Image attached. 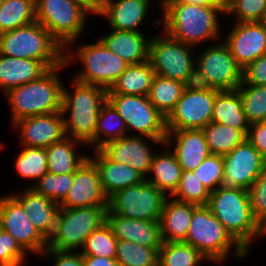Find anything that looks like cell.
I'll use <instances>...</instances> for the list:
<instances>
[{"label": "cell", "instance_id": "obj_1", "mask_svg": "<svg viewBox=\"0 0 266 266\" xmlns=\"http://www.w3.org/2000/svg\"><path fill=\"white\" fill-rule=\"evenodd\" d=\"M164 33L189 46L218 38V15L225 13L219 6L199 5L183 0L162 2ZM219 13V14H218Z\"/></svg>", "mask_w": 266, "mask_h": 266}, {"label": "cell", "instance_id": "obj_2", "mask_svg": "<svg viewBox=\"0 0 266 266\" xmlns=\"http://www.w3.org/2000/svg\"><path fill=\"white\" fill-rule=\"evenodd\" d=\"M74 58L77 56L64 53V62L60 66L50 68L38 79L6 92L13 124L22 118L61 111L63 86L57 72L72 64Z\"/></svg>", "mask_w": 266, "mask_h": 266}, {"label": "cell", "instance_id": "obj_3", "mask_svg": "<svg viewBox=\"0 0 266 266\" xmlns=\"http://www.w3.org/2000/svg\"><path fill=\"white\" fill-rule=\"evenodd\" d=\"M74 93L63 87L61 113L66 136L85 144L95 145V130L102 105L107 101V89L74 81ZM70 113V118L65 114Z\"/></svg>", "mask_w": 266, "mask_h": 266}, {"label": "cell", "instance_id": "obj_4", "mask_svg": "<svg viewBox=\"0 0 266 266\" xmlns=\"http://www.w3.org/2000/svg\"><path fill=\"white\" fill-rule=\"evenodd\" d=\"M231 236L248 252L254 237L263 236V228L253 218L246 189L212 191L206 205Z\"/></svg>", "mask_w": 266, "mask_h": 266}, {"label": "cell", "instance_id": "obj_5", "mask_svg": "<svg viewBox=\"0 0 266 266\" xmlns=\"http://www.w3.org/2000/svg\"><path fill=\"white\" fill-rule=\"evenodd\" d=\"M0 54L41 61L48 69L64 62V47L37 21L0 33Z\"/></svg>", "mask_w": 266, "mask_h": 266}, {"label": "cell", "instance_id": "obj_6", "mask_svg": "<svg viewBox=\"0 0 266 266\" xmlns=\"http://www.w3.org/2000/svg\"><path fill=\"white\" fill-rule=\"evenodd\" d=\"M185 243L200 251L209 261L221 263L232 246L235 257L245 258L248 252L231 236L206 205H198L192 213Z\"/></svg>", "mask_w": 266, "mask_h": 266}, {"label": "cell", "instance_id": "obj_7", "mask_svg": "<svg viewBox=\"0 0 266 266\" xmlns=\"http://www.w3.org/2000/svg\"><path fill=\"white\" fill-rule=\"evenodd\" d=\"M107 208L108 206L59 207L55 229L47 242V248L73 251L77 247H83L87 237L106 222Z\"/></svg>", "mask_w": 266, "mask_h": 266}, {"label": "cell", "instance_id": "obj_8", "mask_svg": "<svg viewBox=\"0 0 266 266\" xmlns=\"http://www.w3.org/2000/svg\"><path fill=\"white\" fill-rule=\"evenodd\" d=\"M107 100L115 107L125 122L127 133L134 129L138 136L164 145L167 135L166 117L150 102L148 96L107 94Z\"/></svg>", "mask_w": 266, "mask_h": 266}, {"label": "cell", "instance_id": "obj_9", "mask_svg": "<svg viewBox=\"0 0 266 266\" xmlns=\"http://www.w3.org/2000/svg\"><path fill=\"white\" fill-rule=\"evenodd\" d=\"M36 21L64 47L79 39L84 29L88 13L70 0H35Z\"/></svg>", "mask_w": 266, "mask_h": 266}, {"label": "cell", "instance_id": "obj_10", "mask_svg": "<svg viewBox=\"0 0 266 266\" xmlns=\"http://www.w3.org/2000/svg\"><path fill=\"white\" fill-rule=\"evenodd\" d=\"M166 198L160 189L144 180L109 196L107 210L125 218L159 221Z\"/></svg>", "mask_w": 266, "mask_h": 266}, {"label": "cell", "instance_id": "obj_11", "mask_svg": "<svg viewBox=\"0 0 266 266\" xmlns=\"http://www.w3.org/2000/svg\"><path fill=\"white\" fill-rule=\"evenodd\" d=\"M97 41L93 44H84L76 51L84 70H81L74 80L108 90L125 71L128 64L108 50L99 39Z\"/></svg>", "mask_w": 266, "mask_h": 266}, {"label": "cell", "instance_id": "obj_12", "mask_svg": "<svg viewBox=\"0 0 266 266\" xmlns=\"http://www.w3.org/2000/svg\"><path fill=\"white\" fill-rule=\"evenodd\" d=\"M192 48L167 34L155 36L150 39L148 60L156 75L184 83L196 66Z\"/></svg>", "mask_w": 266, "mask_h": 266}, {"label": "cell", "instance_id": "obj_13", "mask_svg": "<svg viewBox=\"0 0 266 266\" xmlns=\"http://www.w3.org/2000/svg\"><path fill=\"white\" fill-rule=\"evenodd\" d=\"M183 91L174 109L166 117L167 131L203 129L212 122L216 92Z\"/></svg>", "mask_w": 266, "mask_h": 266}, {"label": "cell", "instance_id": "obj_14", "mask_svg": "<svg viewBox=\"0 0 266 266\" xmlns=\"http://www.w3.org/2000/svg\"><path fill=\"white\" fill-rule=\"evenodd\" d=\"M196 67L203 72L214 89L235 90L243 82V68L222 42L201 52Z\"/></svg>", "mask_w": 266, "mask_h": 266}, {"label": "cell", "instance_id": "obj_15", "mask_svg": "<svg viewBox=\"0 0 266 266\" xmlns=\"http://www.w3.org/2000/svg\"><path fill=\"white\" fill-rule=\"evenodd\" d=\"M223 163V189L248 190L266 166L264 157L247 140L224 155Z\"/></svg>", "mask_w": 266, "mask_h": 266}, {"label": "cell", "instance_id": "obj_16", "mask_svg": "<svg viewBox=\"0 0 266 266\" xmlns=\"http://www.w3.org/2000/svg\"><path fill=\"white\" fill-rule=\"evenodd\" d=\"M0 228L16 239L25 251L42 254L47 248V241L12 195L0 197Z\"/></svg>", "mask_w": 266, "mask_h": 266}, {"label": "cell", "instance_id": "obj_17", "mask_svg": "<svg viewBox=\"0 0 266 266\" xmlns=\"http://www.w3.org/2000/svg\"><path fill=\"white\" fill-rule=\"evenodd\" d=\"M91 206H108V197L102 190L100 172L89 157L74 172L72 186L59 207L80 208Z\"/></svg>", "mask_w": 266, "mask_h": 266}, {"label": "cell", "instance_id": "obj_18", "mask_svg": "<svg viewBox=\"0 0 266 266\" xmlns=\"http://www.w3.org/2000/svg\"><path fill=\"white\" fill-rule=\"evenodd\" d=\"M224 43L244 69L266 54V26L262 22H237Z\"/></svg>", "mask_w": 266, "mask_h": 266}, {"label": "cell", "instance_id": "obj_19", "mask_svg": "<svg viewBox=\"0 0 266 266\" xmlns=\"http://www.w3.org/2000/svg\"><path fill=\"white\" fill-rule=\"evenodd\" d=\"M13 125L20 131L23 146L47 148L66 137L61 111L22 118Z\"/></svg>", "mask_w": 266, "mask_h": 266}, {"label": "cell", "instance_id": "obj_20", "mask_svg": "<svg viewBox=\"0 0 266 266\" xmlns=\"http://www.w3.org/2000/svg\"><path fill=\"white\" fill-rule=\"evenodd\" d=\"M99 150L113 162L126 164L137 170L145 178L150 171L155 153L138 135H128L105 143Z\"/></svg>", "mask_w": 266, "mask_h": 266}, {"label": "cell", "instance_id": "obj_21", "mask_svg": "<svg viewBox=\"0 0 266 266\" xmlns=\"http://www.w3.org/2000/svg\"><path fill=\"white\" fill-rule=\"evenodd\" d=\"M106 222L117 240H127L151 248H161L164 243L159 221L125 218L107 210Z\"/></svg>", "mask_w": 266, "mask_h": 266}, {"label": "cell", "instance_id": "obj_22", "mask_svg": "<svg viewBox=\"0 0 266 266\" xmlns=\"http://www.w3.org/2000/svg\"><path fill=\"white\" fill-rule=\"evenodd\" d=\"M172 141L175 142L172 152L182 171L195 170L211 154L202 129L167 131L164 146L169 147Z\"/></svg>", "mask_w": 266, "mask_h": 266}, {"label": "cell", "instance_id": "obj_23", "mask_svg": "<svg viewBox=\"0 0 266 266\" xmlns=\"http://www.w3.org/2000/svg\"><path fill=\"white\" fill-rule=\"evenodd\" d=\"M12 196L21 204L30 222L48 242L55 229L59 205L46 196L38 194L32 188L26 189L21 194H12Z\"/></svg>", "mask_w": 266, "mask_h": 266}, {"label": "cell", "instance_id": "obj_24", "mask_svg": "<svg viewBox=\"0 0 266 266\" xmlns=\"http://www.w3.org/2000/svg\"><path fill=\"white\" fill-rule=\"evenodd\" d=\"M149 4V0H103L100 15L108 18L111 29L140 32Z\"/></svg>", "mask_w": 266, "mask_h": 266}, {"label": "cell", "instance_id": "obj_25", "mask_svg": "<svg viewBox=\"0 0 266 266\" xmlns=\"http://www.w3.org/2000/svg\"><path fill=\"white\" fill-rule=\"evenodd\" d=\"M95 151V158H90L100 172L101 186L104 194L109 197L123 188L137 185L145 177L134 168L108 159L99 149Z\"/></svg>", "mask_w": 266, "mask_h": 266}, {"label": "cell", "instance_id": "obj_26", "mask_svg": "<svg viewBox=\"0 0 266 266\" xmlns=\"http://www.w3.org/2000/svg\"><path fill=\"white\" fill-rule=\"evenodd\" d=\"M142 32L119 31L112 29L99 40L106 48L120 58L128 65L138 64L148 60L150 38L146 39Z\"/></svg>", "mask_w": 266, "mask_h": 266}, {"label": "cell", "instance_id": "obj_27", "mask_svg": "<svg viewBox=\"0 0 266 266\" xmlns=\"http://www.w3.org/2000/svg\"><path fill=\"white\" fill-rule=\"evenodd\" d=\"M198 205L166 198L159 223L164 242H184L187 237L193 210Z\"/></svg>", "mask_w": 266, "mask_h": 266}, {"label": "cell", "instance_id": "obj_28", "mask_svg": "<svg viewBox=\"0 0 266 266\" xmlns=\"http://www.w3.org/2000/svg\"><path fill=\"white\" fill-rule=\"evenodd\" d=\"M47 70L41 61L0 54V87L6 93L12 88L38 79Z\"/></svg>", "mask_w": 266, "mask_h": 266}, {"label": "cell", "instance_id": "obj_29", "mask_svg": "<svg viewBox=\"0 0 266 266\" xmlns=\"http://www.w3.org/2000/svg\"><path fill=\"white\" fill-rule=\"evenodd\" d=\"M212 122L242 130L247 135L250 123L243 112L242 100L237 89L216 92Z\"/></svg>", "mask_w": 266, "mask_h": 266}, {"label": "cell", "instance_id": "obj_30", "mask_svg": "<svg viewBox=\"0 0 266 266\" xmlns=\"http://www.w3.org/2000/svg\"><path fill=\"white\" fill-rule=\"evenodd\" d=\"M155 75L149 60L128 65L107 94L148 96Z\"/></svg>", "mask_w": 266, "mask_h": 266}, {"label": "cell", "instance_id": "obj_31", "mask_svg": "<svg viewBox=\"0 0 266 266\" xmlns=\"http://www.w3.org/2000/svg\"><path fill=\"white\" fill-rule=\"evenodd\" d=\"M83 142L65 137L45 148L47 152V169L54 174H74V172L89 158L87 155L77 156L75 145Z\"/></svg>", "mask_w": 266, "mask_h": 266}, {"label": "cell", "instance_id": "obj_32", "mask_svg": "<svg viewBox=\"0 0 266 266\" xmlns=\"http://www.w3.org/2000/svg\"><path fill=\"white\" fill-rule=\"evenodd\" d=\"M150 172L154 175L152 178H145L146 181L155 185L165 195L168 191L169 195L174 194L180 182L182 168L171 150L154 155Z\"/></svg>", "mask_w": 266, "mask_h": 266}, {"label": "cell", "instance_id": "obj_33", "mask_svg": "<svg viewBox=\"0 0 266 266\" xmlns=\"http://www.w3.org/2000/svg\"><path fill=\"white\" fill-rule=\"evenodd\" d=\"M211 154L226 155L246 140L247 135L239 129L211 122L203 129Z\"/></svg>", "mask_w": 266, "mask_h": 266}, {"label": "cell", "instance_id": "obj_34", "mask_svg": "<svg viewBox=\"0 0 266 266\" xmlns=\"http://www.w3.org/2000/svg\"><path fill=\"white\" fill-rule=\"evenodd\" d=\"M184 91V83L155 75L148 99L165 117L174 109Z\"/></svg>", "mask_w": 266, "mask_h": 266}, {"label": "cell", "instance_id": "obj_35", "mask_svg": "<svg viewBox=\"0 0 266 266\" xmlns=\"http://www.w3.org/2000/svg\"><path fill=\"white\" fill-rule=\"evenodd\" d=\"M126 132L127 129L124 120L115 107L107 100L102 105L98 115L94 150L99 149L109 141L128 136Z\"/></svg>", "mask_w": 266, "mask_h": 266}, {"label": "cell", "instance_id": "obj_36", "mask_svg": "<svg viewBox=\"0 0 266 266\" xmlns=\"http://www.w3.org/2000/svg\"><path fill=\"white\" fill-rule=\"evenodd\" d=\"M35 21V0H5L0 6V33Z\"/></svg>", "mask_w": 266, "mask_h": 266}, {"label": "cell", "instance_id": "obj_37", "mask_svg": "<svg viewBox=\"0 0 266 266\" xmlns=\"http://www.w3.org/2000/svg\"><path fill=\"white\" fill-rule=\"evenodd\" d=\"M207 259L185 242H164L159 249L158 266H197Z\"/></svg>", "mask_w": 266, "mask_h": 266}, {"label": "cell", "instance_id": "obj_38", "mask_svg": "<svg viewBox=\"0 0 266 266\" xmlns=\"http://www.w3.org/2000/svg\"><path fill=\"white\" fill-rule=\"evenodd\" d=\"M159 249L118 240L116 261L119 266H158Z\"/></svg>", "mask_w": 266, "mask_h": 266}, {"label": "cell", "instance_id": "obj_39", "mask_svg": "<svg viewBox=\"0 0 266 266\" xmlns=\"http://www.w3.org/2000/svg\"><path fill=\"white\" fill-rule=\"evenodd\" d=\"M247 121H266V86L241 84L237 88Z\"/></svg>", "mask_w": 266, "mask_h": 266}, {"label": "cell", "instance_id": "obj_40", "mask_svg": "<svg viewBox=\"0 0 266 266\" xmlns=\"http://www.w3.org/2000/svg\"><path fill=\"white\" fill-rule=\"evenodd\" d=\"M117 243L111 227L105 222L87 237L80 253L83 256L116 259Z\"/></svg>", "mask_w": 266, "mask_h": 266}, {"label": "cell", "instance_id": "obj_41", "mask_svg": "<svg viewBox=\"0 0 266 266\" xmlns=\"http://www.w3.org/2000/svg\"><path fill=\"white\" fill-rule=\"evenodd\" d=\"M17 157L15 168L23 178L38 181L47 172V152L45 148L24 146Z\"/></svg>", "mask_w": 266, "mask_h": 266}, {"label": "cell", "instance_id": "obj_42", "mask_svg": "<svg viewBox=\"0 0 266 266\" xmlns=\"http://www.w3.org/2000/svg\"><path fill=\"white\" fill-rule=\"evenodd\" d=\"M72 183L73 174L59 175L47 172L36 184L31 185L30 188L59 205L65 199Z\"/></svg>", "mask_w": 266, "mask_h": 266}, {"label": "cell", "instance_id": "obj_43", "mask_svg": "<svg viewBox=\"0 0 266 266\" xmlns=\"http://www.w3.org/2000/svg\"><path fill=\"white\" fill-rule=\"evenodd\" d=\"M210 194L193 171H182L178 188L172 196L180 202L207 205Z\"/></svg>", "mask_w": 266, "mask_h": 266}, {"label": "cell", "instance_id": "obj_44", "mask_svg": "<svg viewBox=\"0 0 266 266\" xmlns=\"http://www.w3.org/2000/svg\"><path fill=\"white\" fill-rule=\"evenodd\" d=\"M193 173L212 192L222 184L224 176V163L222 155L210 154Z\"/></svg>", "mask_w": 266, "mask_h": 266}, {"label": "cell", "instance_id": "obj_45", "mask_svg": "<svg viewBox=\"0 0 266 266\" xmlns=\"http://www.w3.org/2000/svg\"><path fill=\"white\" fill-rule=\"evenodd\" d=\"M247 191L252 216L264 228L266 226V166Z\"/></svg>", "mask_w": 266, "mask_h": 266}, {"label": "cell", "instance_id": "obj_46", "mask_svg": "<svg viewBox=\"0 0 266 266\" xmlns=\"http://www.w3.org/2000/svg\"><path fill=\"white\" fill-rule=\"evenodd\" d=\"M266 13V0H231L224 14H236L237 22H261Z\"/></svg>", "mask_w": 266, "mask_h": 266}, {"label": "cell", "instance_id": "obj_47", "mask_svg": "<svg viewBox=\"0 0 266 266\" xmlns=\"http://www.w3.org/2000/svg\"><path fill=\"white\" fill-rule=\"evenodd\" d=\"M27 253L16 239L0 228V266H23Z\"/></svg>", "mask_w": 266, "mask_h": 266}, {"label": "cell", "instance_id": "obj_48", "mask_svg": "<svg viewBox=\"0 0 266 266\" xmlns=\"http://www.w3.org/2000/svg\"><path fill=\"white\" fill-rule=\"evenodd\" d=\"M241 84L266 86V54L243 69V82Z\"/></svg>", "mask_w": 266, "mask_h": 266}, {"label": "cell", "instance_id": "obj_49", "mask_svg": "<svg viewBox=\"0 0 266 266\" xmlns=\"http://www.w3.org/2000/svg\"><path fill=\"white\" fill-rule=\"evenodd\" d=\"M246 140L250 142L266 160V121L250 124Z\"/></svg>", "mask_w": 266, "mask_h": 266}, {"label": "cell", "instance_id": "obj_50", "mask_svg": "<svg viewBox=\"0 0 266 266\" xmlns=\"http://www.w3.org/2000/svg\"><path fill=\"white\" fill-rule=\"evenodd\" d=\"M41 255L54 257V266H84L83 255L80 252L76 254L74 251H57L46 248Z\"/></svg>", "mask_w": 266, "mask_h": 266}, {"label": "cell", "instance_id": "obj_51", "mask_svg": "<svg viewBox=\"0 0 266 266\" xmlns=\"http://www.w3.org/2000/svg\"><path fill=\"white\" fill-rule=\"evenodd\" d=\"M184 89L188 91H212L214 88L209 83L206 75L196 66L184 81Z\"/></svg>", "mask_w": 266, "mask_h": 266}, {"label": "cell", "instance_id": "obj_52", "mask_svg": "<svg viewBox=\"0 0 266 266\" xmlns=\"http://www.w3.org/2000/svg\"><path fill=\"white\" fill-rule=\"evenodd\" d=\"M71 2L77 4L82 9H84L88 14L96 13L100 15L102 10V1L103 0H70Z\"/></svg>", "mask_w": 266, "mask_h": 266}, {"label": "cell", "instance_id": "obj_53", "mask_svg": "<svg viewBox=\"0 0 266 266\" xmlns=\"http://www.w3.org/2000/svg\"><path fill=\"white\" fill-rule=\"evenodd\" d=\"M84 266H119L116 259L106 257L83 256Z\"/></svg>", "mask_w": 266, "mask_h": 266}, {"label": "cell", "instance_id": "obj_54", "mask_svg": "<svg viewBox=\"0 0 266 266\" xmlns=\"http://www.w3.org/2000/svg\"><path fill=\"white\" fill-rule=\"evenodd\" d=\"M183 1L199 5L218 6L213 0H183Z\"/></svg>", "mask_w": 266, "mask_h": 266}, {"label": "cell", "instance_id": "obj_55", "mask_svg": "<svg viewBox=\"0 0 266 266\" xmlns=\"http://www.w3.org/2000/svg\"><path fill=\"white\" fill-rule=\"evenodd\" d=\"M223 11L231 4V0H213Z\"/></svg>", "mask_w": 266, "mask_h": 266}, {"label": "cell", "instance_id": "obj_56", "mask_svg": "<svg viewBox=\"0 0 266 266\" xmlns=\"http://www.w3.org/2000/svg\"><path fill=\"white\" fill-rule=\"evenodd\" d=\"M261 22L266 26V13H265L264 18Z\"/></svg>", "mask_w": 266, "mask_h": 266}, {"label": "cell", "instance_id": "obj_57", "mask_svg": "<svg viewBox=\"0 0 266 266\" xmlns=\"http://www.w3.org/2000/svg\"><path fill=\"white\" fill-rule=\"evenodd\" d=\"M263 234L266 235V226L263 228Z\"/></svg>", "mask_w": 266, "mask_h": 266}, {"label": "cell", "instance_id": "obj_58", "mask_svg": "<svg viewBox=\"0 0 266 266\" xmlns=\"http://www.w3.org/2000/svg\"><path fill=\"white\" fill-rule=\"evenodd\" d=\"M4 1H5V0H0V6L3 4Z\"/></svg>", "mask_w": 266, "mask_h": 266}]
</instances>
